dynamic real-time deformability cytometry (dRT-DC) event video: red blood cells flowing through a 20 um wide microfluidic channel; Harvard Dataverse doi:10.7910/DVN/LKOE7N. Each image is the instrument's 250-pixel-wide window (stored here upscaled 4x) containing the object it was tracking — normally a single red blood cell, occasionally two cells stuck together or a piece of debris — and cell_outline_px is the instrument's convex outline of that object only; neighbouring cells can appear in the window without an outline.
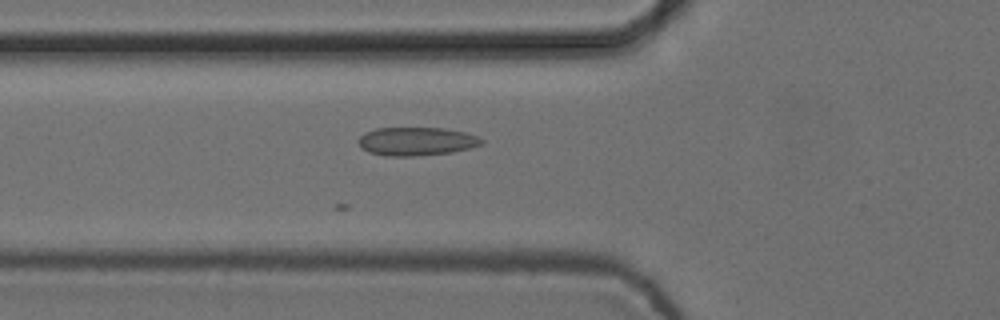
{"species": "common noctule bat (a hibernating species)", "species_latin": "Nyctalus noctula", "temperature_condition": "cold", "stored_images_in_passage": 6, "camera_frame_rate_fps": 3000, "um_per_image_px": 0.085, "animal": {"sex": "female", "body_mass_g": 24.6, "forearm_length_mm": 56.2}, "frame": {"image": 1, "passage_image": 6, "time_ms": 1.667, "image_size_px": [1000, 320], "cell_outline_px": [[484, 144], [452, 152], [412, 156], [384, 156], [368, 152], [360, 148], [356, 140], [364, 132], [376, 128], [444, 128], [464, 132], [476, 136], [484, 140]], "centroid_in_image_um": [35.34, 12.01], "position_along_channel_um": 90.5, "area_um2": 20.52}}